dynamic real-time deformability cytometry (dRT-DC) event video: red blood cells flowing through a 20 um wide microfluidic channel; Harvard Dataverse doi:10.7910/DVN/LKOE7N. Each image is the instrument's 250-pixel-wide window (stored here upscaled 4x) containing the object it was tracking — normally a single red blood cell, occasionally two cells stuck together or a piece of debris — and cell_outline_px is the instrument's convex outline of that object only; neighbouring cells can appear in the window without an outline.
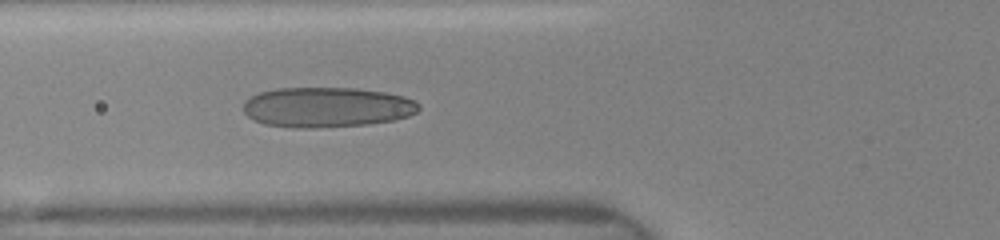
{"species": "human", "species_latin": "Homo sapiens", "temperature_condition": "room temperature", "stored_images_in_passage": 5, "camera_frame_rate_fps": 3000, "um_per_image_px": 0.085, "donor": {"sex": "female"}, "frame": {"image": 1, "passage_image": 5, "time_ms": 3.0, "image_size_px": [1000, 240], "cell_outline_px": [[420, 108], [416, 112], [408, 116], [392, 120], [368, 124], [312, 128], [296, 128], [264, 124], [248, 116], [244, 112], [244, 100], [260, 92], [276, 88], [356, 88], [384, 92], [404, 96], [416, 100], [420, 104]], "centroid_in_image_um": [27.79, 9.11], "position_along_channel_um": 98.0, "area_um2": 41.04}}